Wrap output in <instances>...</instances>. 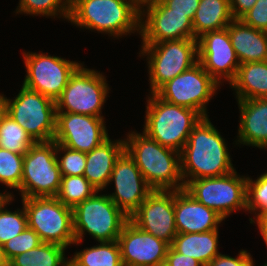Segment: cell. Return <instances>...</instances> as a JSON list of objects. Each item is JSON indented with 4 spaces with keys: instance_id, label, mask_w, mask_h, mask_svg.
Listing matches in <instances>:
<instances>
[{
    "instance_id": "1",
    "label": "cell",
    "mask_w": 267,
    "mask_h": 266,
    "mask_svg": "<svg viewBox=\"0 0 267 266\" xmlns=\"http://www.w3.org/2000/svg\"><path fill=\"white\" fill-rule=\"evenodd\" d=\"M208 117H202L194 126L180 152L185 185L191 180L218 177L236 170L225 139Z\"/></svg>"
},
{
    "instance_id": "2",
    "label": "cell",
    "mask_w": 267,
    "mask_h": 266,
    "mask_svg": "<svg viewBox=\"0 0 267 266\" xmlns=\"http://www.w3.org/2000/svg\"><path fill=\"white\" fill-rule=\"evenodd\" d=\"M126 137L125 151L153 190L175 191L185 188L179 152L162 146L143 132L131 131Z\"/></svg>"
},
{
    "instance_id": "3",
    "label": "cell",
    "mask_w": 267,
    "mask_h": 266,
    "mask_svg": "<svg viewBox=\"0 0 267 266\" xmlns=\"http://www.w3.org/2000/svg\"><path fill=\"white\" fill-rule=\"evenodd\" d=\"M141 10L130 0H70L71 23L120 38L138 32Z\"/></svg>"
},
{
    "instance_id": "4",
    "label": "cell",
    "mask_w": 267,
    "mask_h": 266,
    "mask_svg": "<svg viewBox=\"0 0 267 266\" xmlns=\"http://www.w3.org/2000/svg\"><path fill=\"white\" fill-rule=\"evenodd\" d=\"M146 102L143 133L180 153L202 116L190 108L166 102L155 93L150 94Z\"/></svg>"
},
{
    "instance_id": "5",
    "label": "cell",
    "mask_w": 267,
    "mask_h": 266,
    "mask_svg": "<svg viewBox=\"0 0 267 266\" xmlns=\"http://www.w3.org/2000/svg\"><path fill=\"white\" fill-rule=\"evenodd\" d=\"M98 192L100 191L73 208L76 240L73 244L81 243L87 233L98 242L117 241L123 226L129 220L107 194L99 195Z\"/></svg>"
},
{
    "instance_id": "6",
    "label": "cell",
    "mask_w": 267,
    "mask_h": 266,
    "mask_svg": "<svg viewBox=\"0 0 267 266\" xmlns=\"http://www.w3.org/2000/svg\"><path fill=\"white\" fill-rule=\"evenodd\" d=\"M141 44L139 55L147 56L151 94L198 62L197 39Z\"/></svg>"
},
{
    "instance_id": "7",
    "label": "cell",
    "mask_w": 267,
    "mask_h": 266,
    "mask_svg": "<svg viewBox=\"0 0 267 266\" xmlns=\"http://www.w3.org/2000/svg\"><path fill=\"white\" fill-rule=\"evenodd\" d=\"M28 227L42 242L68 248L76 241L74 236L73 208L56 197L22 198Z\"/></svg>"
},
{
    "instance_id": "8",
    "label": "cell",
    "mask_w": 267,
    "mask_h": 266,
    "mask_svg": "<svg viewBox=\"0 0 267 266\" xmlns=\"http://www.w3.org/2000/svg\"><path fill=\"white\" fill-rule=\"evenodd\" d=\"M15 99L4 96L6 114L35 142L53 141L56 133V101L22 85Z\"/></svg>"
},
{
    "instance_id": "9",
    "label": "cell",
    "mask_w": 267,
    "mask_h": 266,
    "mask_svg": "<svg viewBox=\"0 0 267 266\" xmlns=\"http://www.w3.org/2000/svg\"><path fill=\"white\" fill-rule=\"evenodd\" d=\"M61 178L56 142H35L23 157L21 198L56 197Z\"/></svg>"
},
{
    "instance_id": "10",
    "label": "cell",
    "mask_w": 267,
    "mask_h": 266,
    "mask_svg": "<svg viewBox=\"0 0 267 266\" xmlns=\"http://www.w3.org/2000/svg\"><path fill=\"white\" fill-rule=\"evenodd\" d=\"M81 64L56 100V112L104 117L101 109L109 94L106 76Z\"/></svg>"
},
{
    "instance_id": "11",
    "label": "cell",
    "mask_w": 267,
    "mask_h": 266,
    "mask_svg": "<svg viewBox=\"0 0 267 266\" xmlns=\"http://www.w3.org/2000/svg\"><path fill=\"white\" fill-rule=\"evenodd\" d=\"M184 189L223 219L236 210L247 211V176H240L236 170L218 177L191 180Z\"/></svg>"
},
{
    "instance_id": "12",
    "label": "cell",
    "mask_w": 267,
    "mask_h": 266,
    "mask_svg": "<svg viewBox=\"0 0 267 266\" xmlns=\"http://www.w3.org/2000/svg\"><path fill=\"white\" fill-rule=\"evenodd\" d=\"M219 87L220 84L197 62L163 84L155 94L166 102L190 108L206 117V104L215 96Z\"/></svg>"
},
{
    "instance_id": "13",
    "label": "cell",
    "mask_w": 267,
    "mask_h": 266,
    "mask_svg": "<svg viewBox=\"0 0 267 266\" xmlns=\"http://www.w3.org/2000/svg\"><path fill=\"white\" fill-rule=\"evenodd\" d=\"M26 76L23 86L56 101L67 86L70 76L81 65L45 53L23 52Z\"/></svg>"
},
{
    "instance_id": "14",
    "label": "cell",
    "mask_w": 267,
    "mask_h": 266,
    "mask_svg": "<svg viewBox=\"0 0 267 266\" xmlns=\"http://www.w3.org/2000/svg\"><path fill=\"white\" fill-rule=\"evenodd\" d=\"M140 35L142 43L196 39L192 20L186 14L172 13L160 0L141 9Z\"/></svg>"
},
{
    "instance_id": "15",
    "label": "cell",
    "mask_w": 267,
    "mask_h": 266,
    "mask_svg": "<svg viewBox=\"0 0 267 266\" xmlns=\"http://www.w3.org/2000/svg\"><path fill=\"white\" fill-rule=\"evenodd\" d=\"M105 125L103 117L56 112L54 141L69 149L88 153L109 137Z\"/></svg>"
},
{
    "instance_id": "16",
    "label": "cell",
    "mask_w": 267,
    "mask_h": 266,
    "mask_svg": "<svg viewBox=\"0 0 267 266\" xmlns=\"http://www.w3.org/2000/svg\"><path fill=\"white\" fill-rule=\"evenodd\" d=\"M198 62L220 84L235 79L240 62L232 46L228 27L197 38ZM223 78V79H222Z\"/></svg>"
},
{
    "instance_id": "17",
    "label": "cell",
    "mask_w": 267,
    "mask_h": 266,
    "mask_svg": "<svg viewBox=\"0 0 267 266\" xmlns=\"http://www.w3.org/2000/svg\"><path fill=\"white\" fill-rule=\"evenodd\" d=\"M110 182H114L115 192L108 194V197L128 217L154 191L126 151L116 160Z\"/></svg>"
},
{
    "instance_id": "18",
    "label": "cell",
    "mask_w": 267,
    "mask_h": 266,
    "mask_svg": "<svg viewBox=\"0 0 267 266\" xmlns=\"http://www.w3.org/2000/svg\"><path fill=\"white\" fill-rule=\"evenodd\" d=\"M129 220L141 230L171 245L177 235L174 191L154 190Z\"/></svg>"
},
{
    "instance_id": "19",
    "label": "cell",
    "mask_w": 267,
    "mask_h": 266,
    "mask_svg": "<svg viewBox=\"0 0 267 266\" xmlns=\"http://www.w3.org/2000/svg\"><path fill=\"white\" fill-rule=\"evenodd\" d=\"M123 266H160L165 263L169 244L147 233L130 220L118 237Z\"/></svg>"
},
{
    "instance_id": "20",
    "label": "cell",
    "mask_w": 267,
    "mask_h": 266,
    "mask_svg": "<svg viewBox=\"0 0 267 266\" xmlns=\"http://www.w3.org/2000/svg\"><path fill=\"white\" fill-rule=\"evenodd\" d=\"M174 214L177 233H199L218 230L224 220L185 189L174 191Z\"/></svg>"
},
{
    "instance_id": "21",
    "label": "cell",
    "mask_w": 267,
    "mask_h": 266,
    "mask_svg": "<svg viewBox=\"0 0 267 266\" xmlns=\"http://www.w3.org/2000/svg\"><path fill=\"white\" fill-rule=\"evenodd\" d=\"M240 123L237 144L267 148V98L237 100Z\"/></svg>"
},
{
    "instance_id": "22",
    "label": "cell",
    "mask_w": 267,
    "mask_h": 266,
    "mask_svg": "<svg viewBox=\"0 0 267 266\" xmlns=\"http://www.w3.org/2000/svg\"><path fill=\"white\" fill-rule=\"evenodd\" d=\"M124 151V139L112 141L108 137L96 148L86 153L84 177L98 191H103L109 185L116 160Z\"/></svg>"
},
{
    "instance_id": "23",
    "label": "cell",
    "mask_w": 267,
    "mask_h": 266,
    "mask_svg": "<svg viewBox=\"0 0 267 266\" xmlns=\"http://www.w3.org/2000/svg\"><path fill=\"white\" fill-rule=\"evenodd\" d=\"M232 46L240 64L267 61V32L234 19L228 25Z\"/></svg>"
},
{
    "instance_id": "24",
    "label": "cell",
    "mask_w": 267,
    "mask_h": 266,
    "mask_svg": "<svg viewBox=\"0 0 267 266\" xmlns=\"http://www.w3.org/2000/svg\"><path fill=\"white\" fill-rule=\"evenodd\" d=\"M218 230L199 233H177L170 245L176 252L190 256L199 261L203 266L217 256Z\"/></svg>"
},
{
    "instance_id": "25",
    "label": "cell",
    "mask_w": 267,
    "mask_h": 266,
    "mask_svg": "<svg viewBox=\"0 0 267 266\" xmlns=\"http://www.w3.org/2000/svg\"><path fill=\"white\" fill-rule=\"evenodd\" d=\"M230 86L237 100L267 98V61L240 64Z\"/></svg>"
},
{
    "instance_id": "26",
    "label": "cell",
    "mask_w": 267,
    "mask_h": 266,
    "mask_svg": "<svg viewBox=\"0 0 267 266\" xmlns=\"http://www.w3.org/2000/svg\"><path fill=\"white\" fill-rule=\"evenodd\" d=\"M233 20L229 0H200L192 20L194 37L227 28Z\"/></svg>"
},
{
    "instance_id": "27",
    "label": "cell",
    "mask_w": 267,
    "mask_h": 266,
    "mask_svg": "<svg viewBox=\"0 0 267 266\" xmlns=\"http://www.w3.org/2000/svg\"><path fill=\"white\" fill-rule=\"evenodd\" d=\"M99 243L75 252L69 259V266H123L118 241Z\"/></svg>"
},
{
    "instance_id": "28",
    "label": "cell",
    "mask_w": 267,
    "mask_h": 266,
    "mask_svg": "<svg viewBox=\"0 0 267 266\" xmlns=\"http://www.w3.org/2000/svg\"><path fill=\"white\" fill-rule=\"evenodd\" d=\"M65 250L63 246L42 242L37 247L13 257L9 263L13 266H69Z\"/></svg>"
},
{
    "instance_id": "29",
    "label": "cell",
    "mask_w": 267,
    "mask_h": 266,
    "mask_svg": "<svg viewBox=\"0 0 267 266\" xmlns=\"http://www.w3.org/2000/svg\"><path fill=\"white\" fill-rule=\"evenodd\" d=\"M34 143L31 136L5 113L0 121V147L24 155Z\"/></svg>"
},
{
    "instance_id": "30",
    "label": "cell",
    "mask_w": 267,
    "mask_h": 266,
    "mask_svg": "<svg viewBox=\"0 0 267 266\" xmlns=\"http://www.w3.org/2000/svg\"><path fill=\"white\" fill-rule=\"evenodd\" d=\"M98 191L85 177L62 176L56 198L64 205L74 208L78 203L90 198Z\"/></svg>"
},
{
    "instance_id": "31",
    "label": "cell",
    "mask_w": 267,
    "mask_h": 266,
    "mask_svg": "<svg viewBox=\"0 0 267 266\" xmlns=\"http://www.w3.org/2000/svg\"><path fill=\"white\" fill-rule=\"evenodd\" d=\"M13 199V196H7L0 203V245L19 235L28 226L24 206L14 211L7 210V204L10 205Z\"/></svg>"
},
{
    "instance_id": "32",
    "label": "cell",
    "mask_w": 267,
    "mask_h": 266,
    "mask_svg": "<svg viewBox=\"0 0 267 266\" xmlns=\"http://www.w3.org/2000/svg\"><path fill=\"white\" fill-rule=\"evenodd\" d=\"M16 11L18 14H33V16L63 17L68 21L70 0H19Z\"/></svg>"
},
{
    "instance_id": "33",
    "label": "cell",
    "mask_w": 267,
    "mask_h": 266,
    "mask_svg": "<svg viewBox=\"0 0 267 266\" xmlns=\"http://www.w3.org/2000/svg\"><path fill=\"white\" fill-rule=\"evenodd\" d=\"M23 154L0 147V183L20 191L23 174Z\"/></svg>"
},
{
    "instance_id": "34",
    "label": "cell",
    "mask_w": 267,
    "mask_h": 266,
    "mask_svg": "<svg viewBox=\"0 0 267 266\" xmlns=\"http://www.w3.org/2000/svg\"><path fill=\"white\" fill-rule=\"evenodd\" d=\"M247 211L254 213V217L267 211V172L256 180L247 177Z\"/></svg>"
},
{
    "instance_id": "35",
    "label": "cell",
    "mask_w": 267,
    "mask_h": 266,
    "mask_svg": "<svg viewBox=\"0 0 267 266\" xmlns=\"http://www.w3.org/2000/svg\"><path fill=\"white\" fill-rule=\"evenodd\" d=\"M61 152L63 153V156H61ZM56 154L62 176L84 175L86 165V153L72 150L61 144L56 143Z\"/></svg>"
},
{
    "instance_id": "36",
    "label": "cell",
    "mask_w": 267,
    "mask_h": 266,
    "mask_svg": "<svg viewBox=\"0 0 267 266\" xmlns=\"http://www.w3.org/2000/svg\"><path fill=\"white\" fill-rule=\"evenodd\" d=\"M42 243L39 235L28 226L14 238L2 245L8 262L15 256L37 247Z\"/></svg>"
},
{
    "instance_id": "37",
    "label": "cell",
    "mask_w": 267,
    "mask_h": 266,
    "mask_svg": "<svg viewBox=\"0 0 267 266\" xmlns=\"http://www.w3.org/2000/svg\"><path fill=\"white\" fill-rule=\"evenodd\" d=\"M240 20L255 29L267 32V0H257Z\"/></svg>"
},
{
    "instance_id": "38",
    "label": "cell",
    "mask_w": 267,
    "mask_h": 266,
    "mask_svg": "<svg viewBox=\"0 0 267 266\" xmlns=\"http://www.w3.org/2000/svg\"><path fill=\"white\" fill-rule=\"evenodd\" d=\"M207 266H255V264L250 252L240 250L236 258L220 253Z\"/></svg>"
},
{
    "instance_id": "39",
    "label": "cell",
    "mask_w": 267,
    "mask_h": 266,
    "mask_svg": "<svg viewBox=\"0 0 267 266\" xmlns=\"http://www.w3.org/2000/svg\"><path fill=\"white\" fill-rule=\"evenodd\" d=\"M172 13L186 14L191 20L195 16L200 0H160Z\"/></svg>"
},
{
    "instance_id": "40",
    "label": "cell",
    "mask_w": 267,
    "mask_h": 266,
    "mask_svg": "<svg viewBox=\"0 0 267 266\" xmlns=\"http://www.w3.org/2000/svg\"><path fill=\"white\" fill-rule=\"evenodd\" d=\"M164 265L166 266H203L196 259L176 252L169 246Z\"/></svg>"
},
{
    "instance_id": "41",
    "label": "cell",
    "mask_w": 267,
    "mask_h": 266,
    "mask_svg": "<svg viewBox=\"0 0 267 266\" xmlns=\"http://www.w3.org/2000/svg\"><path fill=\"white\" fill-rule=\"evenodd\" d=\"M257 0H229L230 10L234 19H240L256 3Z\"/></svg>"
},
{
    "instance_id": "42",
    "label": "cell",
    "mask_w": 267,
    "mask_h": 266,
    "mask_svg": "<svg viewBox=\"0 0 267 266\" xmlns=\"http://www.w3.org/2000/svg\"><path fill=\"white\" fill-rule=\"evenodd\" d=\"M255 218L251 217L250 223L251 224L256 223L258 225L260 234H261V236H262V238H263V240L267 246V211L263 212L262 214L258 215Z\"/></svg>"
},
{
    "instance_id": "43",
    "label": "cell",
    "mask_w": 267,
    "mask_h": 266,
    "mask_svg": "<svg viewBox=\"0 0 267 266\" xmlns=\"http://www.w3.org/2000/svg\"><path fill=\"white\" fill-rule=\"evenodd\" d=\"M132 1L140 10L147 4L153 3L156 0H130Z\"/></svg>"
},
{
    "instance_id": "44",
    "label": "cell",
    "mask_w": 267,
    "mask_h": 266,
    "mask_svg": "<svg viewBox=\"0 0 267 266\" xmlns=\"http://www.w3.org/2000/svg\"><path fill=\"white\" fill-rule=\"evenodd\" d=\"M6 113V107L4 102V94H0V121Z\"/></svg>"
},
{
    "instance_id": "45",
    "label": "cell",
    "mask_w": 267,
    "mask_h": 266,
    "mask_svg": "<svg viewBox=\"0 0 267 266\" xmlns=\"http://www.w3.org/2000/svg\"><path fill=\"white\" fill-rule=\"evenodd\" d=\"M8 263V260L6 259L4 255V250L2 248V245H0V266H5Z\"/></svg>"
},
{
    "instance_id": "46",
    "label": "cell",
    "mask_w": 267,
    "mask_h": 266,
    "mask_svg": "<svg viewBox=\"0 0 267 266\" xmlns=\"http://www.w3.org/2000/svg\"><path fill=\"white\" fill-rule=\"evenodd\" d=\"M7 196H13V195H12V193H9V192L6 193V191H5V193L3 192V194L0 193V203H1V202L4 200V198L7 197Z\"/></svg>"
},
{
    "instance_id": "47",
    "label": "cell",
    "mask_w": 267,
    "mask_h": 266,
    "mask_svg": "<svg viewBox=\"0 0 267 266\" xmlns=\"http://www.w3.org/2000/svg\"><path fill=\"white\" fill-rule=\"evenodd\" d=\"M5 266H13V265H12L11 263L8 262Z\"/></svg>"
}]
</instances>
